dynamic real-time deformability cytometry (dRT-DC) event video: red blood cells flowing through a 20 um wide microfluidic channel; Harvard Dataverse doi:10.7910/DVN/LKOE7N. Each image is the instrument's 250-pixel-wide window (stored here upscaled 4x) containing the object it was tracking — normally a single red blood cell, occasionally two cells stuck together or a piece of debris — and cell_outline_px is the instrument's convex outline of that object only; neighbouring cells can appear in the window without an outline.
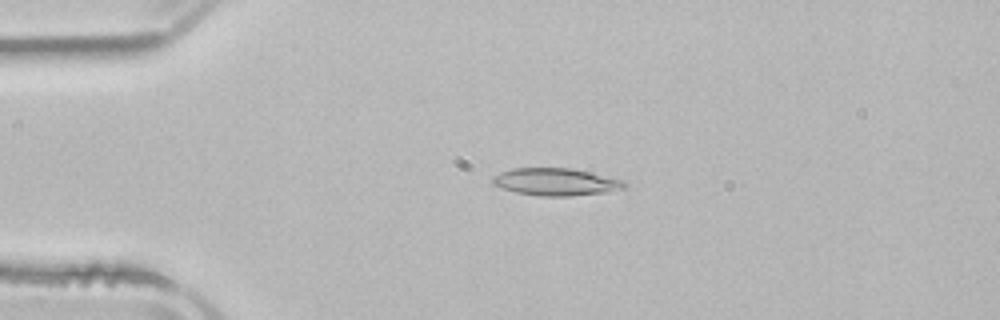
{"species": "common noctule bat (a hibernating species)", "species_latin": "Nyctalus noctula", "temperature_condition": "room temperature", "stored_images_in_passage": 4, "camera_frame_rate_fps": 3000, "um_per_image_px": 0.085, "animal": {"sex": "male", "body_mass_g": 21.5, "forearm_length_mm": 52.0}, "frame": {"image": 1, "passage_image": 3, "time_ms": 3.0, "image_size_px": [1000, 320], "cell_outline_px": [[628, 184], [624, 188], [612, 192], [572, 196], [540, 196], [516, 192], [492, 184], [492, 176], [500, 172], [512, 168], [572, 168], [624, 180]], "centroid_in_image_um": [47.28, 15.46], "position_along_channel_um": 37.7, "area_um2": 21.21}}